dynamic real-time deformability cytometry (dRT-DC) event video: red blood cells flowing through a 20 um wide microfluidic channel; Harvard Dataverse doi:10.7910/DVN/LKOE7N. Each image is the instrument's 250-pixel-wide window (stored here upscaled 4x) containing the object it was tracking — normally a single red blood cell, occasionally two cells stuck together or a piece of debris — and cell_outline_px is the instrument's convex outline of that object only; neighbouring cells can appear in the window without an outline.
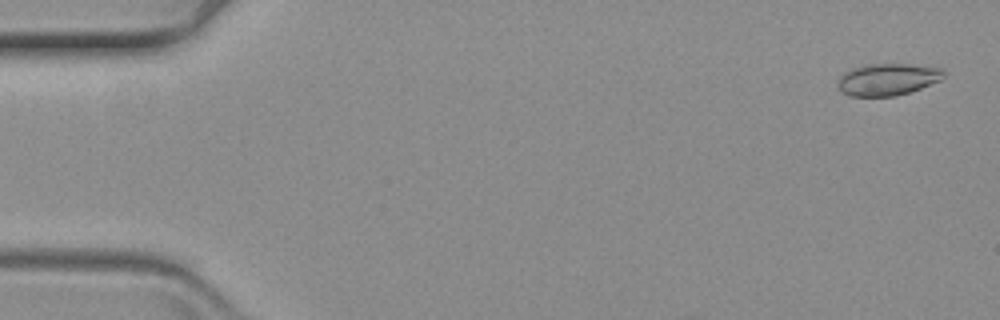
{"species": "common noctule bat (a hibernating species)", "species_latin": "Nyctalus noctula", "temperature_condition": "warm", "stored_images_in_passage": 59, "segment_of_instrument_passage": [1, 2], "camera_frame_rate_fps": 3000, "um_per_image_px": 0.085, "animal": {"sex": "female", "body_mass_g": 19.3, "forearm_length_mm": 54.1}, "frame": {"image": 1, "passage_image": 3, "time_ms": 0.667, "image_size_px": [1000, 320], "cell_outline_px": [[944, 76], [940, 80], [920, 88], [896, 96], [848, 96], [840, 92], [836, 84], [840, 76], [844, 72], [852, 68], [868, 64], [908, 64], [940, 68], [944, 72]], "centroid_in_image_um": [75.38, 6.75], "position_along_channel_um": 9.6, "area_um2": 19.71}}